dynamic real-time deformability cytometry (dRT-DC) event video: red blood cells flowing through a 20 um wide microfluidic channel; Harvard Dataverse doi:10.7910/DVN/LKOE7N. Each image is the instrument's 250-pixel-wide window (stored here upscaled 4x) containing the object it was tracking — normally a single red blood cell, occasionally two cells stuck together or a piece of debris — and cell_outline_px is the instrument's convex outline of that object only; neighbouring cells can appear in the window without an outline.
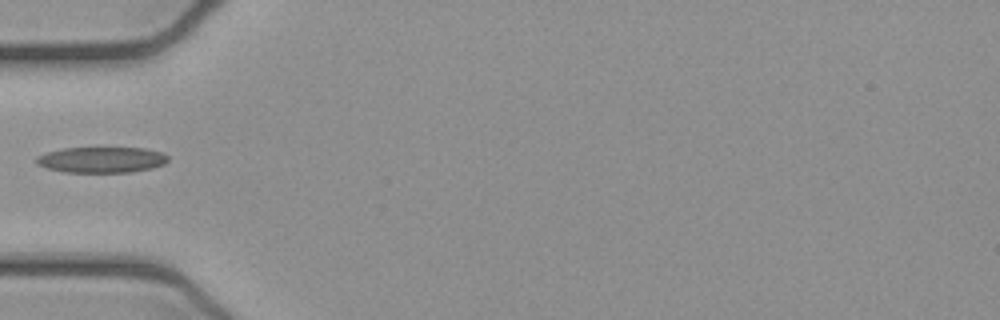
{"species": "common noctule bat (a hibernating species)", "species_latin": "Nyctalus noctula", "temperature_condition": "cold", "stored_images_in_passage": 35, "camera_frame_rate_fps": 3000, "um_per_image_px": 0.085, "animal": {"sex": "female", "body_mass_g": 21.9}, "frame": {"image": 1, "passage_image": 1, "time_ms": 0.0, "image_size_px": [1000, 320], "cell_outline_px": [[168, 160], [164, 164], [152, 168], [132, 172], [64, 172], [48, 168], [36, 164], [36, 156], [48, 152], [64, 148], [144, 148], [160, 152], [168, 156]], "centroid_in_image_um": [8.63, 13.58], "position_along_channel_um": 76.4, "area_um2": 19.71}}
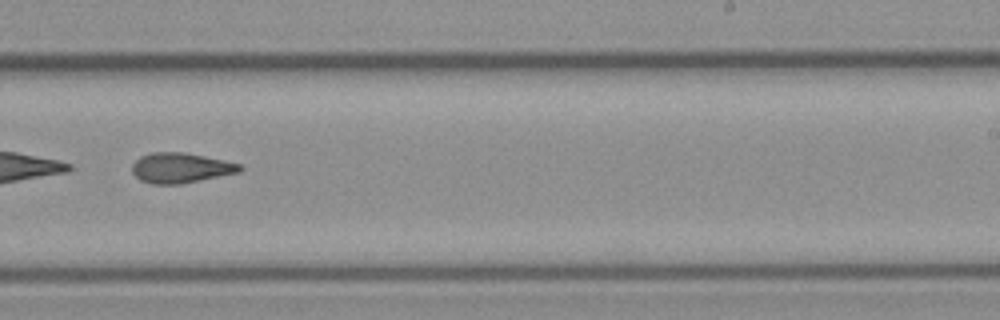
{"frame": {"image": 2, "passage_image": 16, "time_ms": 5.0, "image_size_px": [1000, 320], "cell_outline_px": [[244, 168], [240, 172], [180, 184], [152, 184], [140, 180], [132, 172], [132, 164], [140, 156], [152, 152], [184, 152], [224, 160], [240, 164]], "centroid_in_image_um": [15.35, 14.27], "position_along_channel_um": 273.7, "area_um2": 18.9}}